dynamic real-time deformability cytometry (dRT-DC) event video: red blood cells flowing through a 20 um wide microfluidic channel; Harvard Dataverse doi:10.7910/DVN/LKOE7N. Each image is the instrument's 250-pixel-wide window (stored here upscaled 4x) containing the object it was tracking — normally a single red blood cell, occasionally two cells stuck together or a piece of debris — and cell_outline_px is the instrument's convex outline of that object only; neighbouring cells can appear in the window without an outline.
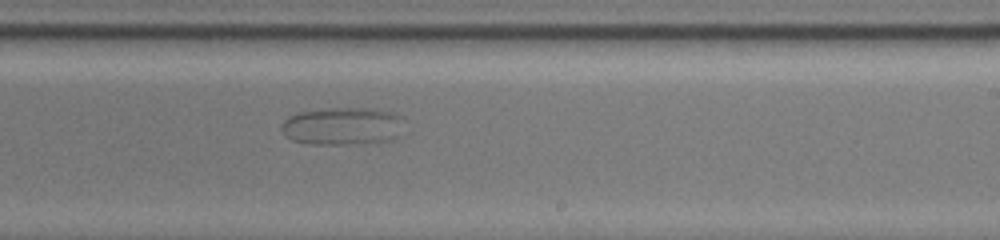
{"species": "common noctule bat (a hibernating species)", "species_latin": "Nyctalus noctula", "temperature_condition": "warm", "stored_images_in_passage": 83, "camera_frame_rate_fps": 3000, "um_per_image_px": 0.085, "animal": {"sex": "female", "body_mass_g": 19.5, "forearm_length_mm": 54.1}, "frame": {"image": 1, "passage_image": 56, "time_ms": 18.333, "image_size_px": [1000, 240], "cell_outline_px": [[400, 116], [396, 136], [392, 140], [348, 144], [308, 144], [292, 140], [284, 136], [280, 128], [280, 124], [288, 116], [300, 112], [332, 108], [372, 108], [392, 112]], "centroid_in_image_um": [28.99, 10.72], "position_along_channel_um": 260.0, "area_um2": 26.65}}
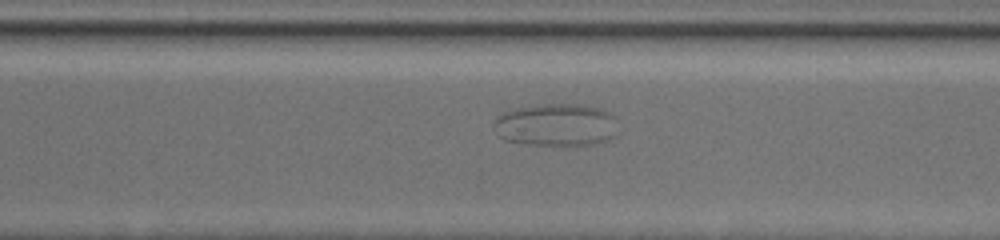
{"frame": {"image": 2, "passage_image": 63, "time_ms": 20.667, "image_size_px": [1000, 240], "cell_outline_px": [[620, 132], [616, 136], [608, 140], [592, 144], [564, 148], [524, 144], [504, 140], [500, 136], [492, 124], [496, 116], [504, 112], [516, 108], [544, 104], [576, 104], [600, 108], [608, 112], [612, 116]], "centroid_in_image_um": [47.29, 10.66], "position_along_channel_um": 323.3, "area_um2": 31.73}}